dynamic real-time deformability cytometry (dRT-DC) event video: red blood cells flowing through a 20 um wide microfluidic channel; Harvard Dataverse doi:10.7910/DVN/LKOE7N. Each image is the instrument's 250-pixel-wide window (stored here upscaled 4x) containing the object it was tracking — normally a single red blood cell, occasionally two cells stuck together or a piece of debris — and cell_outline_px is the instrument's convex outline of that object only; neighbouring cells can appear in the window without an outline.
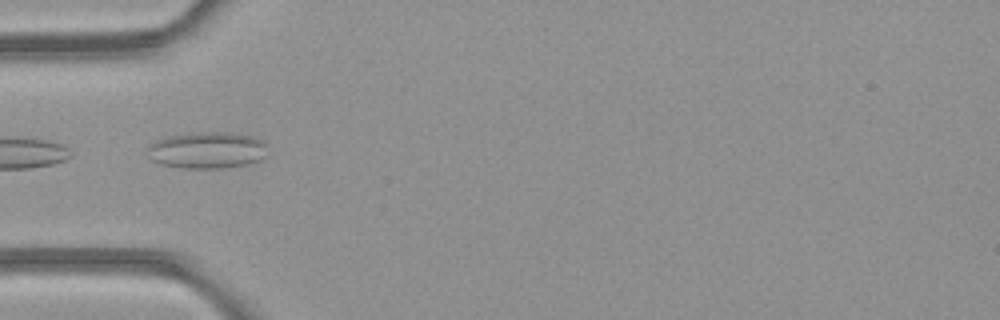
{"species": "common noctule bat (a hibernating species)", "species_latin": "Nyctalus noctula", "temperature_condition": "room temperature", "stored_images_in_passage": 6, "camera_frame_rate_fps": 3000, "um_per_image_px": 0.085, "animal": {"sex": "female", "body_mass_g": 21.9}, "frame": {"image": 1, "passage_image": 3, "time_ms": 0.667, "image_size_px": [1000, 320], "cell_outline_px": [[264, 156], [260, 160], [248, 164], [224, 168], [180, 168], [160, 164], [152, 160], [148, 156], [148, 144], [156, 140], [168, 136], [188, 132], [228, 132], [252, 136], [264, 140]], "centroid_in_image_um": [17.56, 12.76], "position_along_channel_um": 67.4, "area_um2": 25.84}}